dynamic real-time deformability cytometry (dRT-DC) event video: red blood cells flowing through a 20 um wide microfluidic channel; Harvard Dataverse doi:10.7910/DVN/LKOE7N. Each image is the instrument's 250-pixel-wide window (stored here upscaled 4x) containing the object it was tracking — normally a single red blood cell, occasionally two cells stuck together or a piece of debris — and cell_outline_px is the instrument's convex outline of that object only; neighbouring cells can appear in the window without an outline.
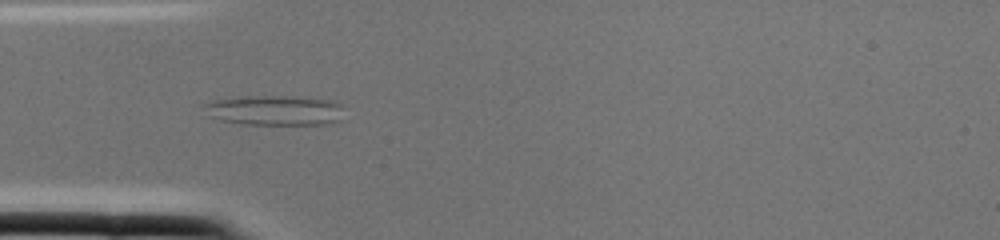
{"species": "common noctule bat (a hibernating species)", "species_latin": "Nyctalus noctula", "temperature_condition": "cold", "stored_images_in_passage": 2, "camera_frame_rate_fps": 3000, "um_per_image_px": 0.085, "animal": {"sex": "female", "body_mass_g": 22.0, "forearm_length_mm": 56.7}, "frame": {"image": 1, "passage_image": 2, "time_ms": 0.333, "image_size_px": [1000, 240], "cell_outline_px": [[340, 120], [324, 124], [240, 124], [220, 120], [208, 116], [200, 104], [212, 100], [240, 96], [292, 96], [332, 100], [340, 104]], "centroid_in_image_um": [23.24, 9.36], "position_along_channel_um": 61.8, "area_um2": 24.62}}